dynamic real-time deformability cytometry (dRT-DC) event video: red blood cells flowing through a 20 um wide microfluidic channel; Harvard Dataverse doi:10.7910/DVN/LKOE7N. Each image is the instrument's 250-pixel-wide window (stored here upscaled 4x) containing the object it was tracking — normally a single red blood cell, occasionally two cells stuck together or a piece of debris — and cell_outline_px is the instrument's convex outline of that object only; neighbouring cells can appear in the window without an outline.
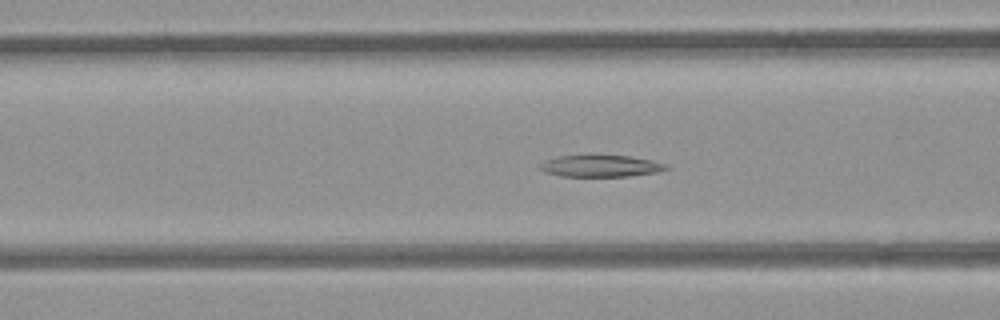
{"species": "common noctule bat (a hibernating species)", "species_latin": "Nyctalus noctula", "temperature_condition": "room temperature", "stored_images_in_passage": 52, "camera_frame_rate_fps": 3000, "um_per_image_px": 0.085, "animal": {"sex": "female", "body_mass_g": 21.9}, "frame": {"image": 1, "passage_image": 19, "time_ms": 6.0, "image_size_px": [1000, 320], "cell_outline_px": [[672, 168], [656, 172], [628, 176], [560, 176], [544, 172], [536, 168], [544, 160], [556, 156], [584, 152], [592, 152], [628, 156], [652, 160], [668, 164]], "centroid_in_image_um": [50.98, 14.05], "position_along_channel_um": 115.6, "area_um2": 17.17}}
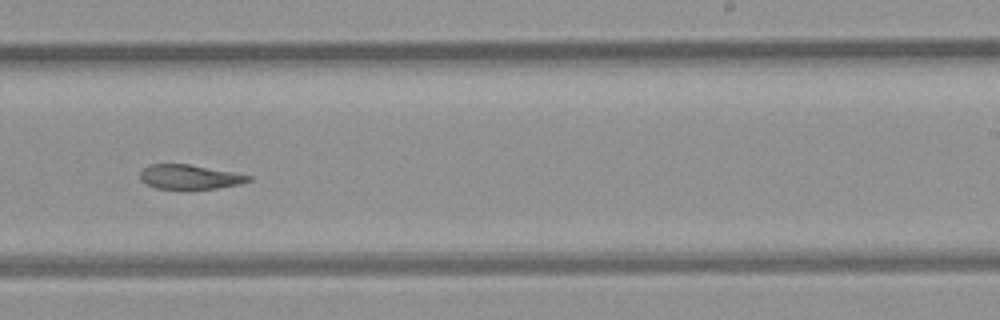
{"frame": {"image": 2, "passage_image": 31, "time_ms": 10.0, "image_size_px": [1000, 320], "cell_outline_px": [[252, 180], [240, 184], [216, 188], [156, 188], [140, 180], [140, 172], [148, 164], [188, 164], [232, 172], [252, 176]], "centroid_in_image_um": [16.11, 15.02], "position_along_channel_um": 272.9, "area_um2": 15.14}}
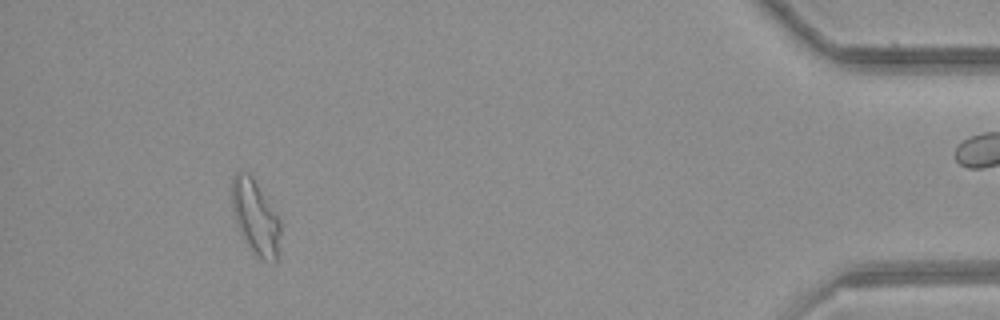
{"frame": {"image": 3, "passage_image": 47, "time_ms": 15.333, "image_size_px": [1000, 320], "cell_outline_px": [[280, 232], [276, 264], [272, 264], [256, 256], [252, 252], [244, 240], [240, 232], [232, 212], [232, 176], [236, 172], [248, 172], [252, 176], [280, 220]], "centroid_in_image_um": [21.7, 18.49], "position_along_channel_um": 413.5, "area_um2": 21.04}, "authors_computed_cell_mechanics": {"area_um2": 18.7561, "velocity_mm_per_s": 3.927, "shape_relaxation_time_tau1_ms": null, "shape_relaxation_time_tau2_ms": 10.1363, "deformation_change_tau1": null, "deformation_change_tau2": 0.1869}}